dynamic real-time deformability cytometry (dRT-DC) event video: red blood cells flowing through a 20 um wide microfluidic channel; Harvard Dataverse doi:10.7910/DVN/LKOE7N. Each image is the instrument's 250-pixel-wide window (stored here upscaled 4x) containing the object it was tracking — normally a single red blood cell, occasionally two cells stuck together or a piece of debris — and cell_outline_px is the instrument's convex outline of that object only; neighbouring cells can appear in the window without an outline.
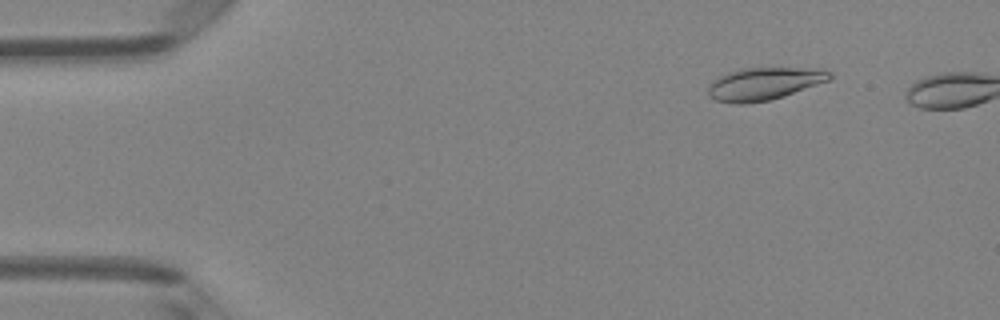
{"species": "Egyptian fruit bat (a non-hibernating species)", "species_latin": "Rousettus aegyptiacus", "temperature_condition": "room temperature", "stored_images_in_passage": 2, "camera_frame_rate_fps": 3000, "um_per_image_px": 0.085, "animal": {"sex": "female"}, "frame": {"image": 1, "passage_image": 1, "time_ms": 0.0, "image_size_px": [1000, 320], "cell_outline_px": [[832, 80], [784, 96], [768, 100], [744, 104], [736, 104], [716, 100], [708, 96], [708, 88], [720, 76], [728, 72], [740, 68], [816, 68], [832, 72]], "centroid_in_image_um": [65.0, 7.11], "position_along_channel_um": 20.0, "area_um2": 23.06}}